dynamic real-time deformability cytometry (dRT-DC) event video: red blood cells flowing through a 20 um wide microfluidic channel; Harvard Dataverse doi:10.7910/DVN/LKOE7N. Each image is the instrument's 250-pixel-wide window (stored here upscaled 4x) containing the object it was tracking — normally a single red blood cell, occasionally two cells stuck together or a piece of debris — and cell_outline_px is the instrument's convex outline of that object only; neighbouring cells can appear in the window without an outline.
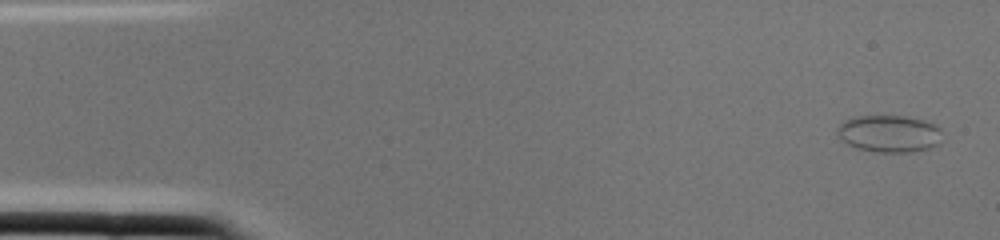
{"species": "common noctule bat (a hibernating species)", "species_latin": "Nyctalus noctula", "temperature_condition": "cold", "stored_images_in_passage": 3, "camera_frame_rate_fps": 3000, "um_per_image_px": 0.085, "animal": {"sex": "female", "body_mass_g": 22.0, "forearm_length_mm": 56.7}, "frame": {"image": 1, "passage_image": 1, "time_ms": 0.0, "image_size_px": [1000, 240], "cell_outline_px": [[944, 132], [936, 144], [928, 148], [912, 152], [876, 152], [856, 148], [848, 144], [836, 132], [836, 128], [844, 120], [852, 116], [904, 116], [924, 120], [936, 124]], "centroid_in_image_um": [75.58, 11.35], "position_along_channel_um": 9.4, "area_um2": 22.77}}